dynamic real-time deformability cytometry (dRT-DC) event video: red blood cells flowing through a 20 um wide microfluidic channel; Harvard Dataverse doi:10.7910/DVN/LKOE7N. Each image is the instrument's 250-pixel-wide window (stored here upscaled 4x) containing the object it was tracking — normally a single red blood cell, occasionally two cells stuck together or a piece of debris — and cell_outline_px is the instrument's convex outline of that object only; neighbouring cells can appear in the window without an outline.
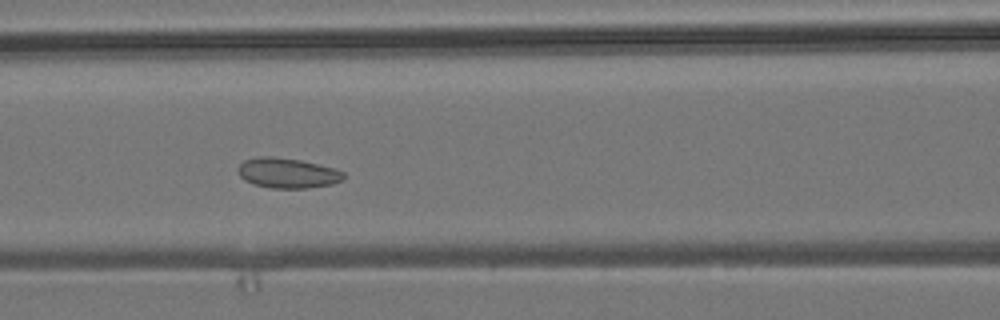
{"species": "common noctule bat (a hibernating species)", "species_latin": "Nyctalus noctula", "temperature_condition": "room temperature", "stored_images_in_passage": 8, "camera_frame_rate_fps": 3000, "um_per_image_px": 0.085, "animal": {"sex": "male", "body_mass_g": 19.2, "forearm_length_mm": 51.8}, "frame": {"image": 1, "passage_image": 6, "time_ms": 5.667, "image_size_px": [1000, 320], "cell_outline_px": [[344, 180], [332, 184], [308, 188], [272, 188], [256, 184], [244, 180], [240, 176], [240, 164], [244, 160], [260, 156], [272, 156], [300, 160], [332, 168], [344, 172]], "centroid_in_image_um": [24.46, 14.71], "position_along_channel_um": 142.1, "area_um2": 18.26}}
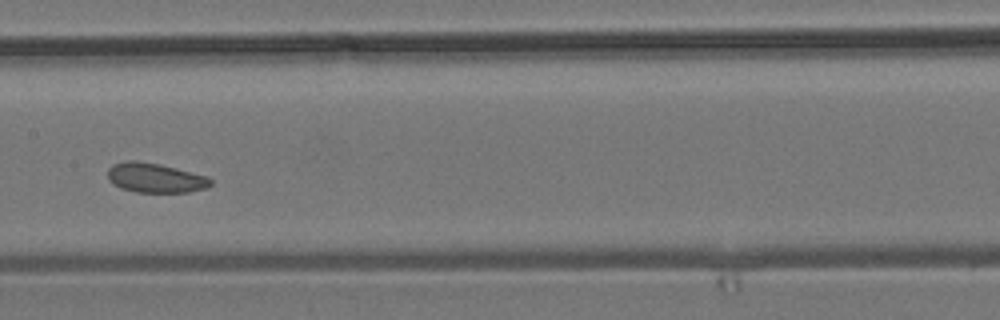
{"frame": {"image": 2, "passage_image": 7, "time_ms": 7.0, "image_size_px": [1000, 320], "cell_outline_px": [[212, 184], [208, 188], [188, 192], [136, 192], [120, 188], [112, 184], [108, 180], [108, 168], [112, 164], [128, 160], [136, 160], [160, 164], [208, 176], [212, 180]], "centroid_in_image_um": [13.19, 15.12], "position_along_channel_um": 194.2, "area_um2": 17.98}}
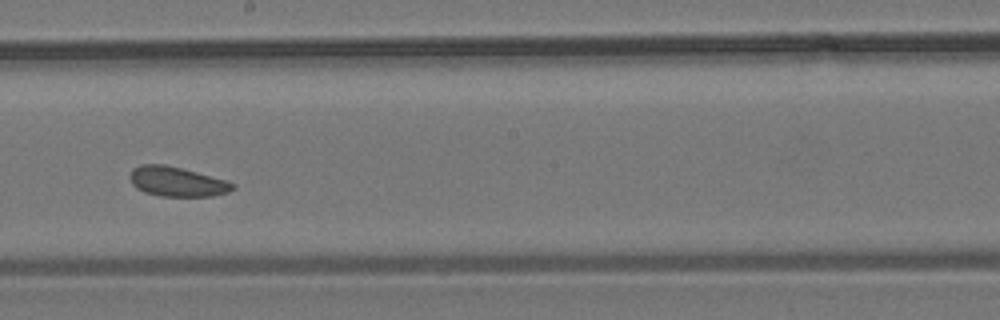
{"frame": {"image": 3, "passage_image": 8, "time_ms": 8.0, "image_size_px": [1000, 320], "cell_outline_px": [[236, 188], [228, 192], [212, 196], [160, 196], [144, 192], [136, 188], [132, 184], [128, 176], [132, 168], [140, 164], [164, 164], [196, 172], [224, 180], [236, 184]], "centroid_in_image_um": [15.0, 15.44], "position_along_channel_um": 233.2, "area_um2": 17.8}}